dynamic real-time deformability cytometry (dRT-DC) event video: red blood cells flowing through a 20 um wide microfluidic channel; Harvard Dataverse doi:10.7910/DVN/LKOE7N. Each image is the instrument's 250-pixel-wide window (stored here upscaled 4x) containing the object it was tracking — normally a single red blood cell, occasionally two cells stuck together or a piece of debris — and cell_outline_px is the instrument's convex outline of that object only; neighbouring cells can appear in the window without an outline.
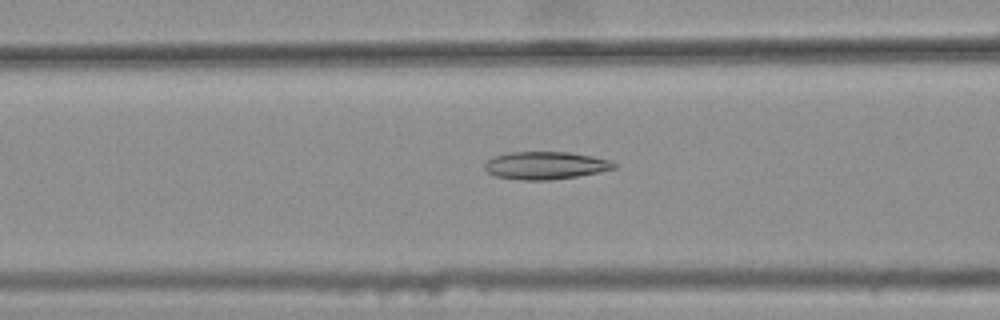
{"species": "common noctule bat (a hibernating species)", "species_latin": "Nyctalus noctula", "temperature_condition": "warm", "stored_images_in_passage": 6, "camera_frame_rate_fps": 3000, "um_per_image_px": 0.085, "animal": {"sex": "female", "body_mass_g": 25.1}, "frame": {"image": 1, "passage_image": 6, "time_ms": 1.667, "image_size_px": [1000, 320], "cell_outline_px": [[616, 168], [576, 176], [548, 180], [524, 180], [496, 176], [488, 172], [484, 168], [484, 164], [492, 156], [508, 152], [568, 152], [592, 156], [612, 160], [616, 164]], "centroid_in_image_um": [46.34, 14.05], "position_along_channel_um": 120.3, "area_um2": 20.75}}